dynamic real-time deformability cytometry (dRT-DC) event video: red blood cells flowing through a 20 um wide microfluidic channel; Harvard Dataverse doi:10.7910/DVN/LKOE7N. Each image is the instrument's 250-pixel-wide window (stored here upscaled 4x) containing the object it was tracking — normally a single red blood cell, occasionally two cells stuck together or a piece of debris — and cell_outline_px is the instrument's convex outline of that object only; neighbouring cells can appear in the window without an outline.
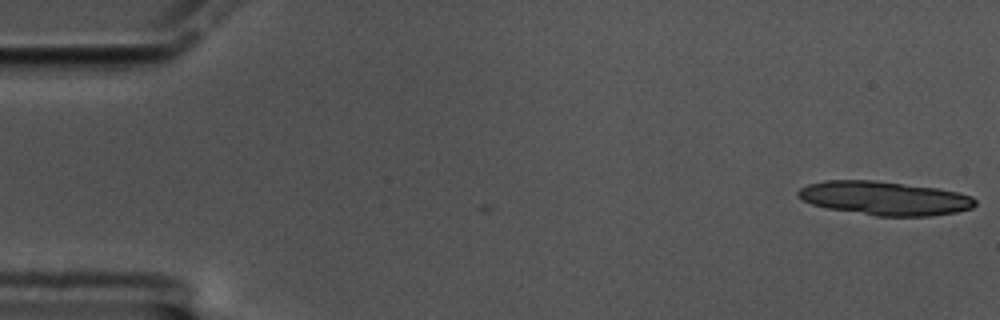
{"species": "common noctule bat (a hibernating species)", "species_latin": "Nyctalus noctula", "temperature_condition": "cold", "stored_images_in_passage": 16, "camera_frame_rate_fps": 3000, "um_per_image_px": 0.085, "animal": {"sex": "male", "body_mass_g": 17.5, "forearm_length_mm": 52.3}, "frame": {"image": 1, "passage_image": 1, "time_ms": 0.0, "image_size_px": [1000, 320], "cell_outline_px": [[976, 204], [972, 208], [956, 212], [932, 216], [876, 216], [828, 208], [812, 204], [796, 196], [796, 192], [800, 188], [808, 184], [824, 180], [876, 180], [936, 188], [956, 192], [972, 196], [976, 200]], "centroid_in_image_um": [75.18, 16.85], "position_along_channel_um": 9.8, "area_um2": 34.91}}